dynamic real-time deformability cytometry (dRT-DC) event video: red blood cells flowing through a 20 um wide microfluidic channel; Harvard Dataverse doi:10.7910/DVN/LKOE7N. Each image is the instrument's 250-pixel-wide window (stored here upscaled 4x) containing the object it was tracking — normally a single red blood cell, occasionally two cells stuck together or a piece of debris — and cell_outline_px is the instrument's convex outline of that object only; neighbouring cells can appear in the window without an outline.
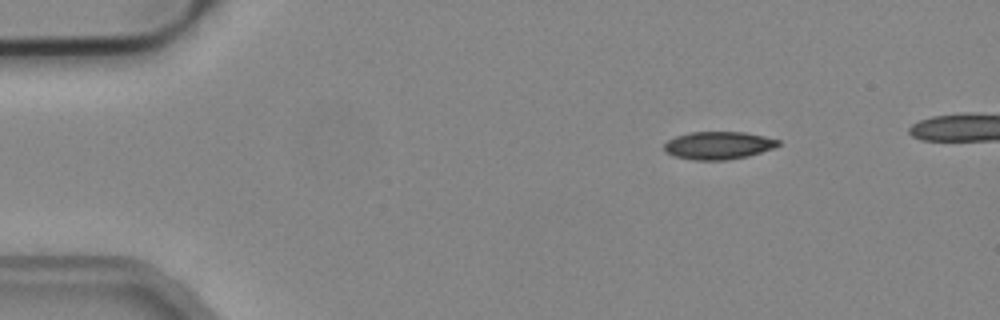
{"species": "common noctule bat (a hibernating species)", "species_latin": "Nyctalus noctula", "temperature_condition": "cold", "stored_images_in_passage": 41, "camera_frame_rate_fps": 3000, "um_per_image_px": 0.085, "animal": {"sex": "male", "body_mass_g": 19.2, "forearm_length_mm": 51.8}, "frame": {"image": 1, "passage_image": 1, "time_ms": 0.0, "image_size_px": [1000, 320], "cell_outline_px": [[780, 144], [776, 148], [748, 156], [724, 160], [696, 160], [676, 156], [664, 152], [664, 144], [668, 140], [676, 136], [688, 132], [744, 132], [764, 136], [780, 140]], "centroid_in_image_um": [61.08, 12.35], "position_along_channel_um": 23.9, "area_um2": 18.5}}
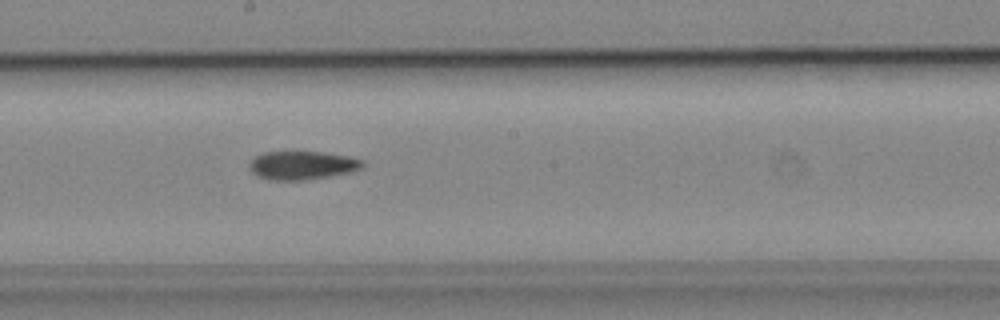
{"frame": {"image": 2, "passage_image": 22, "time_ms": 7.0, "image_size_px": [1000, 320], "cell_outline_px": [[364, 164], [360, 168], [352, 172], [332, 176], [304, 180], [268, 180], [256, 176], [248, 168], [248, 164], [256, 156], [264, 152], [324, 152], [348, 156], [364, 160]], "centroid_in_image_um": [25.68, 14.06], "position_along_channel_um": 222.5, "area_um2": 18.96}}
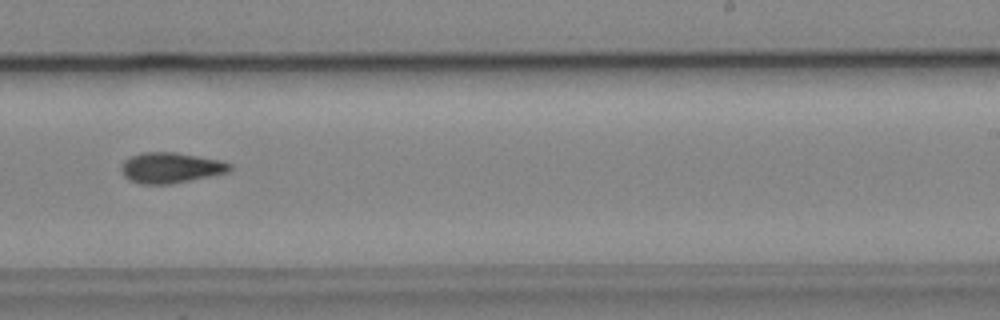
{"frame": {"image": 3, "passage_image": 26, "time_ms": 8.333, "image_size_px": [1000, 320], "cell_outline_px": [[232, 168], [228, 172], [212, 176], [172, 184], [140, 184], [128, 180], [120, 172], [120, 168], [124, 160], [140, 152], [176, 152], [224, 160], [232, 164]], "centroid_in_image_um": [14.52, 14.26], "position_along_channel_um": 274.5, "area_um2": 19.77}}